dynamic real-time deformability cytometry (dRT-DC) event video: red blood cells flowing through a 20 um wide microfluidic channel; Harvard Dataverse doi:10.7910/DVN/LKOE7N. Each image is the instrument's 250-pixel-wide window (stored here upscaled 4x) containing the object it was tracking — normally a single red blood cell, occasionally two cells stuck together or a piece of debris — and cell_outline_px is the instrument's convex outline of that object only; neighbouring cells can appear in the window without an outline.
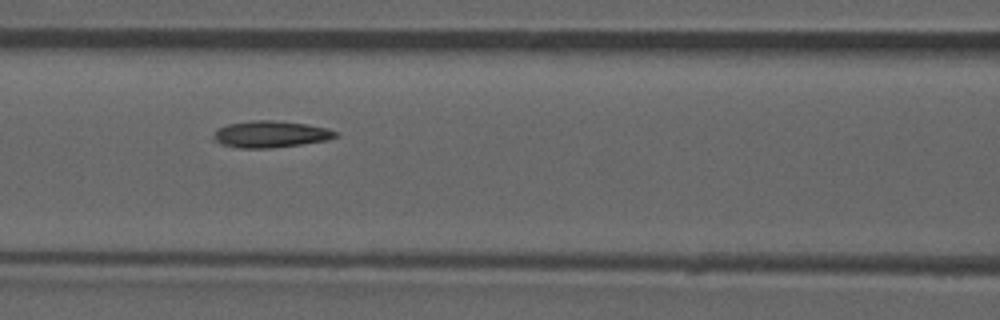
{"species": "common noctule bat (a hibernating species)", "species_latin": "Nyctalus noctula", "temperature_condition": "room temperature", "stored_images_in_passage": 53, "camera_frame_rate_fps": 3000, "um_per_image_px": 0.085, "animal": {"sex": "male", "forearm_length_mm": 52.5}, "frame": {"image": 1, "passage_image": 23, "time_ms": 7.333, "image_size_px": [1000, 320], "cell_outline_px": [[340, 136], [328, 140], [272, 148], [240, 148], [220, 144], [212, 140], [216, 128], [228, 124], [252, 120], [272, 120], [304, 124], [328, 128], [336, 132]], "centroid_in_image_um": [22.97, 11.41], "position_along_channel_um": 143.6, "area_um2": 19.02}, "authors_computed_cell_mechanics": {"area_um2": 18.8428, "velocity_mm_per_s": 3.9316, "shape_relaxation_time_tau1_ms": null, "shape_relaxation_time_tau2_ms": 1.9781, "deformation_change_tau1": null, "deformation_change_tau2": 0.0513}}